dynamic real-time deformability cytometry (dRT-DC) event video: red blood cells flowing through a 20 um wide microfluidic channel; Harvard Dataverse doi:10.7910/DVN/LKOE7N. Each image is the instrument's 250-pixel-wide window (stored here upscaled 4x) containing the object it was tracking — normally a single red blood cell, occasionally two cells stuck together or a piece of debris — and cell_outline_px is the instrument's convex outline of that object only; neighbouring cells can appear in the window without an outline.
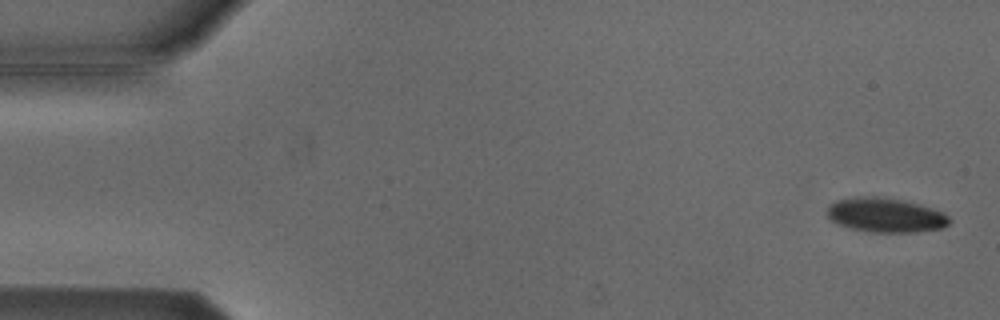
{"species": "Egyptian fruit bat (a non-hibernating species)", "species_latin": "Rousettus aegyptiacus", "temperature_condition": "cold", "stored_images_in_passage": 5, "camera_frame_rate_fps": 3000, "um_per_image_px": 0.085, "animal": {"sex": "male"}, "frame": {"image": 1, "passage_image": 1, "time_ms": 0.0, "image_size_px": [1000, 320], "cell_outline_px": [[952, 220], [944, 228], [916, 232], [868, 232], [836, 224], [828, 220], [828, 204], [836, 200], [856, 196], [876, 196], [904, 200], [920, 204], [944, 212]], "centroid_in_image_um": [75.27, 18.28], "position_along_channel_um": 9.7, "area_um2": 24.91}}
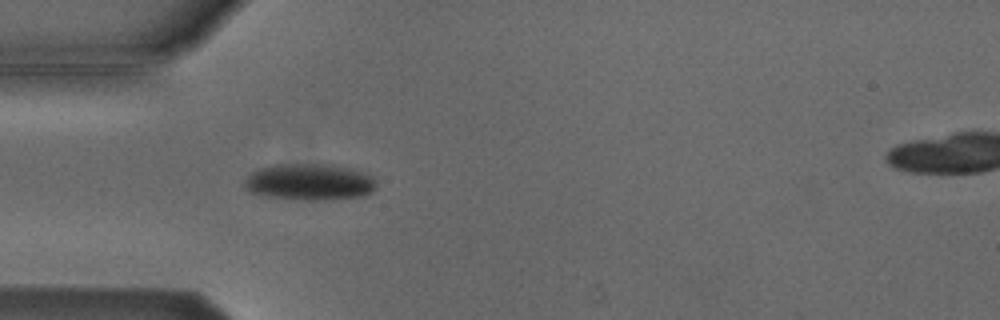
{"frame": {"image": 2, "passage_image": 5, "time_ms": 4.667, "image_size_px": [1000, 320], "cell_outline_px": [[376, 188], [372, 192], [364, 196], [332, 200], [304, 200], [268, 196], [248, 192], [244, 188], [244, 180], [252, 172], [260, 168], [276, 164], [332, 164], [352, 168], [372, 176], [376, 180]], "centroid_in_image_um": [26.34, 15.47], "position_along_channel_um": 58.7, "area_um2": 28.44}}